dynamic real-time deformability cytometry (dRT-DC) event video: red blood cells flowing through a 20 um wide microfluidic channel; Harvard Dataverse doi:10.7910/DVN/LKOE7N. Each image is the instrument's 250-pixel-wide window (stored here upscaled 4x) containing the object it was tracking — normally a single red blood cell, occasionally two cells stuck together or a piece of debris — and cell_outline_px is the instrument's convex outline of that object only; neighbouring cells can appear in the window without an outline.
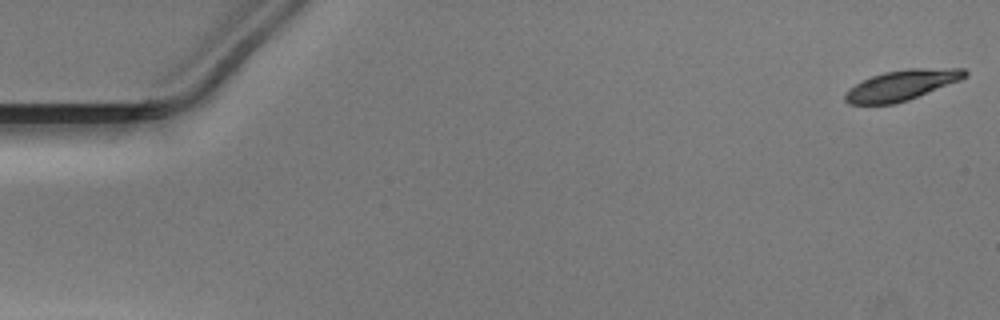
{"species": "Egyptian fruit bat (a non-hibernating species)", "species_latin": "Rousettus aegyptiacus", "temperature_condition": "warm", "stored_images_in_passage": 52, "camera_frame_rate_fps": 3000, "um_per_image_px": 0.085, "animal": {"sex": "male"}, "frame": {"image": 1, "passage_image": 1, "time_ms": 0.0, "image_size_px": [1000, 320], "cell_outline_px": [[968, 76], [960, 80], [908, 100], [892, 104], [848, 104], [844, 100], [844, 92], [848, 88], [872, 76], [884, 72], [908, 68], [964, 68], [968, 72]], "centroid_in_image_um": [76.64, 7.23], "position_along_channel_um": 8.4, "area_um2": 21.21}}
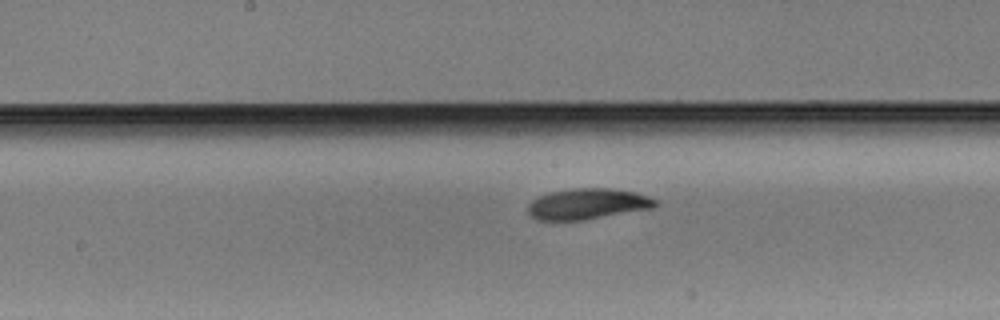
{"frame": {"image": 2, "passage_image": 27, "time_ms": 8.667, "image_size_px": [1000, 320], "cell_outline_px": [[660, 204], [652, 208], [584, 220], [536, 220], [528, 212], [528, 204], [532, 200], [540, 196], [552, 192], [572, 188], [608, 188], [636, 192], [648, 196], [656, 200]], "centroid_in_image_um": [49.96, 17.33], "position_along_channel_um": 198.2, "area_um2": 22.83}}
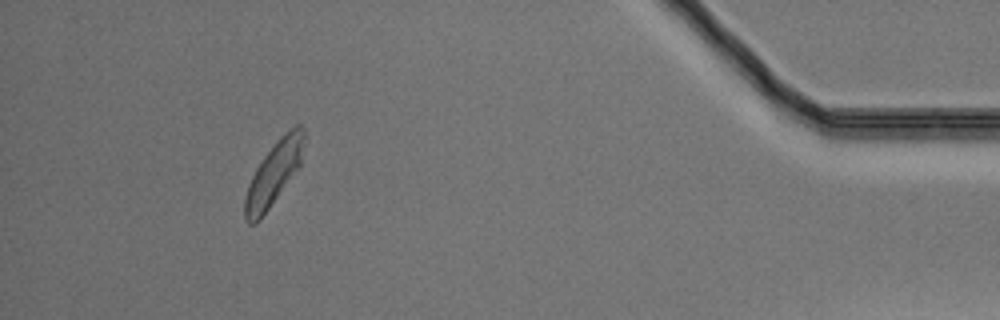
{"frame": {"image": 3, "passage_image": 48, "time_ms": 15.667, "image_size_px": [1000, 320], "cell_outline_px": [[308, 140], [300, 168], [260, 220], [256, 224], [248, 224], [244, 220], [244, 200], [248, 184], [256, 168], [264, 156], [276, 140], [280, 136], [296, 124], [300, 124], [304, 128]], "centroid_in_image_um": [23.34, 14.71], "position_along_channel_um": 411.9, "area_um2": 22.72}}